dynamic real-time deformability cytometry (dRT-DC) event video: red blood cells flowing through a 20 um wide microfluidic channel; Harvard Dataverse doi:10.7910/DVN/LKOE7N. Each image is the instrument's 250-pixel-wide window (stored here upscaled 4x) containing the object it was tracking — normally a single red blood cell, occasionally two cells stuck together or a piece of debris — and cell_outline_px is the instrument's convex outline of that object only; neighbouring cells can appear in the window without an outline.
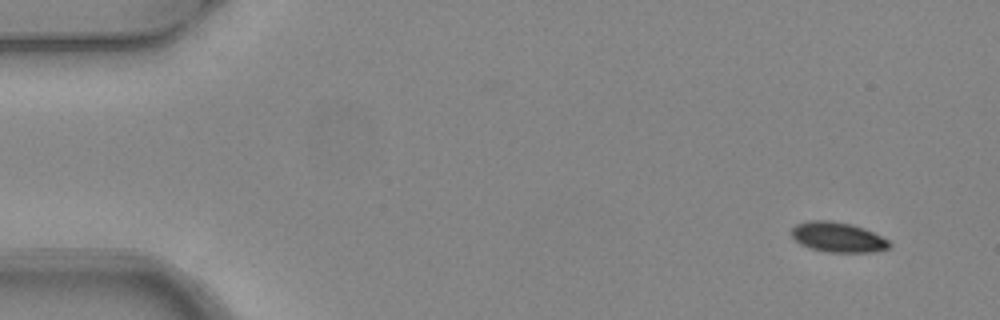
{"species": "common noctule bat (a hibernating species)", "species_latin": "Nyctalus noctula", "temperature_condition": "warm", "stored_images_in_passage": 6, "camera_frame_rate_fps": 3000, "um_per_image_px": 0.085, "animal": {"sex": "female", "body_mass_g": 24.6, "forearm_length_mm": 56.2}, "frame": {"image": 1, "passage_image": 1, "time_ms": 0.0, "image_size_px": [1000, 320], "cell_outline_px": [[892, 244], [888, 248], [872, 252], [828, 252], [812, 248], [800, 244], [792, 236], [792, 228], [796, 224], [808, 220], [832, 220], [852, 224], [864, 228], [888, 240]], "centroid_in_image_um": [71.21, 20.15], "position_along_channel_um": 13.8, "area_um2": 17.05}}
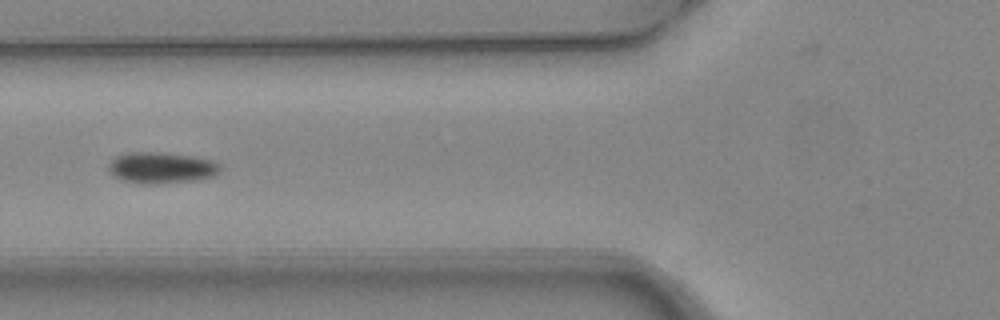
{"frame": {"image": 2, "passage_image": 5, "time_ms": 1.333, "image_size_px": [1000, 320], "cell_outline_px": [[220, 172], [212, 176], [196, 180], [152, 184], [140, 184], [124, 180], [112, 176], [108, 172], [108, 164], [116, 156], [132, 152], [160, 152], [196, 156], [212, 160], [220, 164]], "centroid_in_image_um": [13.71, 14.25], "position_along_channel_um": 112.1, "area_um2": 20.46}}
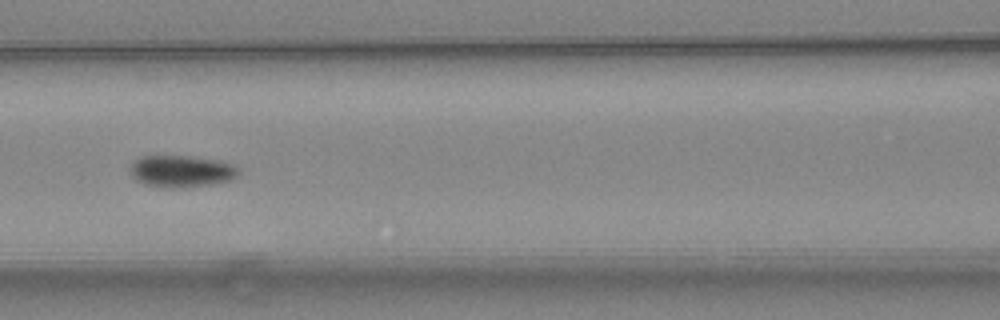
{"frame": {"image": 3, "passage_image": 6, "time_ms": 1.667, "image_size_px": [1000, 320], "cell_outline_px": [[240, 172], [236, 176], [228, 180], [212, 184], [172, 188], [144, 184], [136, 180], [132, 176], [132, 164], [140, 156], [192, 156], [220, 160], [236, 164], [240, 168]], "centroid_in_image_um": [15.48, 14.54], "position_along_channel_um": 151.1, "area_um2": 20.06}}